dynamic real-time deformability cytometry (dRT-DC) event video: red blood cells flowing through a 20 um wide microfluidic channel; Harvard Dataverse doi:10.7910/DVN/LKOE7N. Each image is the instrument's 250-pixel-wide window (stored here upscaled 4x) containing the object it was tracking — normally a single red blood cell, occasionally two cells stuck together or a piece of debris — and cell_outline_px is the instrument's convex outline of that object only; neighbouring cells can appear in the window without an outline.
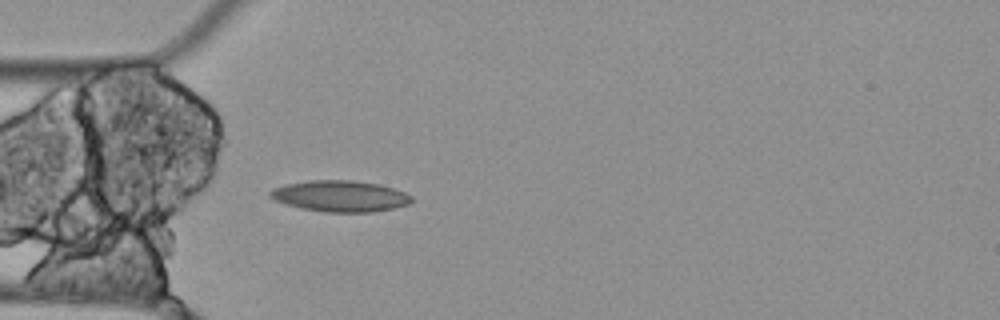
{"species": "Egyptian fruit bat (a non-hibernating species)", "species_latin": "Rousettus aegyptiacus", "temperature_condition": "cold", "stored_images_in_passage": 5, "camera_frame_rate_fps": 3000, "um_per_image_px": 0.085, "animal": {"sex": "female"}, "frame": {"image": 1, "passage_image": 5, "time_ms": 1.333, "image_size_px": [1000, 320], "cell_outline_px": [[412, 200], [408, 204], [392, 208], [372, 212], [324, 212], [304, 208], [288, 204], [276, 200], [268, 196], [268, 192], [272, 188], [288, 184], [308, 180], [352, 180], [380, 184], [404, 192], [412, 196]], "centroid_in_image_um": [28.91, 16.66], "position_along_channel_um": 56.1, "area_um2": 25.49}}